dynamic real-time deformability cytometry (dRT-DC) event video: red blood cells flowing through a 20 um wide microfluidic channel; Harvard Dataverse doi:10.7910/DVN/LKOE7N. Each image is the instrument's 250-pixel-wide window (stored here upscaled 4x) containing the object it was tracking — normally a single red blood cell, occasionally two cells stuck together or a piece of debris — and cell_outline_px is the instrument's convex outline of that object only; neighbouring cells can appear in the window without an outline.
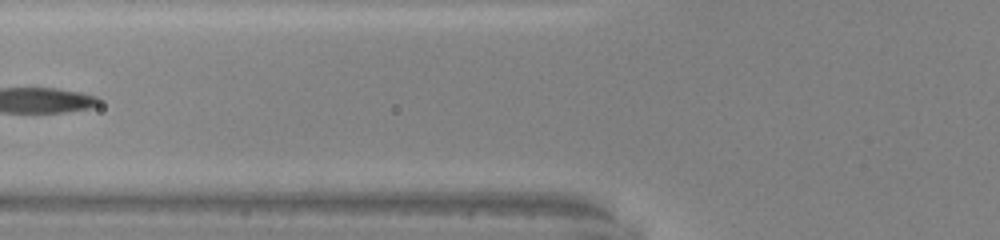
{"species": "common noctule bat (a hibernating species)", "species_latin": "Nyctalus noctula", "temperature_condition": "warm", "stored_images_in_passage": 2, "camera_frame_rate_fps": 3000, "um_per_image_px": 0.085, "animal": {"sex": "male", "body_mass_g": 20.0, "forearm_length_mm": 53.3}, "frame": {"image": 1, "passage_image": 2, "time_ms": 0.333, "image_size_px": [1000, 240], "cell_outline_px": [[580, 212], [468, 212], [460, 208], [456, 204], [468, 192], [532, 192], [580, 208]], "centroid_in_image_um": [43.55, 17.25], "position_along_channel_um": 82.2, "area_um2": 14.33}}